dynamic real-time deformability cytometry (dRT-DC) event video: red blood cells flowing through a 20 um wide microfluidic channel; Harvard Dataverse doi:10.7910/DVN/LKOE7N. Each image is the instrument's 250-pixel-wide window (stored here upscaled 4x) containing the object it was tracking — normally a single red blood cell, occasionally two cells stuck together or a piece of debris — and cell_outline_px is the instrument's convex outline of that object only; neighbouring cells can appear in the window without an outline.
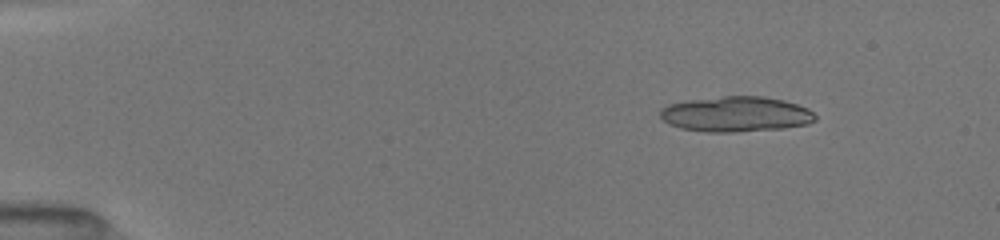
{"species": "common noctule bat (a hibernating species)", "species_latin": "Nyctalus noctula", "temperature_condition": "room temperature", "stored_images_in_passage": 33, "camera_frame_rate_fps": 3000, "um_per_image_px": 0.085, "animal": {"sex": "female", "body_mass_g": 19.5, "forearm_length_mm": 54.1}, "frame": {"image": 1, "passage_image": 7, "time_ms": 2.0, "image_size_px": [1000, 240], "cell_outline_px": [[816, 120], [808, 124], [784, 128], [736, 132], [708, 132], [680, 128], [668, 124], [660, 116], [660, 108], [668, 104], [688, 100], [724, 96], [764, 96], [784, 100], [808, 108], [816, 116]], "centroid_in_image_um": [62.55, 9.7], "position_along_channel_um": 22.5, "area_um2": 32.08}}